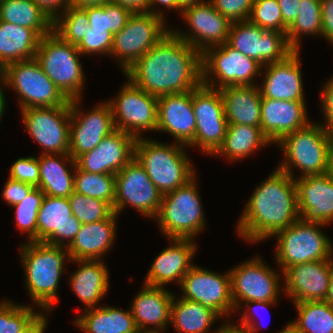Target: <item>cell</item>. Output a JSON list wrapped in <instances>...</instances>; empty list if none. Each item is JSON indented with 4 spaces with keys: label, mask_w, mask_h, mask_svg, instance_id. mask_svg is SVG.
<instances>
[{
    "label": "cell",
    "mask_w": 333,
    "mask_h": 333,
    "mask_svg": "<svg viewBox=\"0 0 333 333\" xmlns=\"http://www.w3.org/2000/svg\"><path fill=\"white\" fill-rule=\"evenodd\" d=\"M124 75L156 97L185 93L202 84L201 53L170 31Z\"/></svg>",
    "instance_id": "cell-1"
},
{
    "label": "cell",
    "mask_w": 333,
    "mask_h": 333,
    "mask_svg": "<svg viewBox=\"0 0 333 333\" xmlns=\"http://www.w3.org/2000/svg\"><path fill=\"white\" fill-rule=\"evenodd\" d=\"M299 219L294 177L276 168L253 191L236 228L245 241L259 243Z\"/></svg>",
    "instance_id": "cell-2"
},
{
    "label": "cell",
    "mask_w": 333,
    "mask_h": 333,
    "mask_svg": "<svg viewBox=\"0 0 333 333\" xmlns=\"http://www.w3.org/2000/svg\"><path fill=\"white\" fill-rule=\"evenodd\" d=\"M22 247V248H21ZM22 265L25 272V285L41 311L49 313L58 302L57 289L63 274L65 261L70 255L66 247L31 241L20 246Z\"/></svg>",
    "instance_id": "cell-3"
},
{
    "label": "cell",
    "mask_w": 333,
    "mask_h": 333,
    "mask_svg": "<svg viewBox=\"0 0 333 333\" xmlns=\"http://www.w3.org/2000/svg\"><path fill=\"white\" fill-rule=\"evenodd\" d=\"M186 147L177 142L166 144L137 138L135 158L162 195L185 185L195 176L196 171L185 153Z\"/></svg>",
    "instance_id": "cell-4"
},
{
    "label": "cell",
    "mask_w": 333,
    "mask_h": 333,
    "mask_svg": "<svg viewBox=\"0 0 333 333\" xmlns=\"http://www.w3.org/2000/svg\"><path fill=\"white\" fill-rule=\"evenodd\" d=\"M77 46L63 40L53 30L41 37L35 59L46 76L69 99H81L85 75Z\"/></svg>",
    "instance_id": "cell-5"
},
{
    "label": "cell",
    "mask_w": 333,
    "mask_h": 333,
    "mask_svg": "<svg viewBox=\"0 0 333 333\" xmlns=\"http://www.w3.org/2000/svg\"><path fill=\"white\" fill-rule=\"evenodd\" d=\"M197 176L185 185L162 195L156 216L159 230L168 239H195L205 226L202 202L197 188Z\"/></svg>",
    "instance_id": "cell-6"
},
{
    "label": "cell",
    "mask_w": 333,
    "mask_h": 333,
    "mask_svg": "<svg viewBox=\"0 0 333 333\" xmlns=\"http://www.w3.org/2000/svg\"><path fill=\"white\" fill-rule=\"evenodd\" d=\"M331 142L332 138L321 124L310 122L276 143L285 156V160L277 168L294 178L292 166L302 171L300 177L324 174L327 171Z\"/></svg>",
    "instance_id": "cell-7"
},
{
    "label": "cell",
    "mask_w": 333,
    "mask_h": 333,
    "mask_svg": "<svg viewBox=\"0 0 333 333\" xmlns=\"http://www.w3.org/2000/svg\"><path fill=\"white\" fill-rule=\"evenodd\" d=\"M0 83L18 93L20 109L70 105L35 58L7 65L1 72Z\"/></svg>",
    "instance_id": "cell-8"
},
{
    "label": "cell",
    "mask_w": 333,
    "mask_h": 333,
    "mask_svg": "<svg viewBox=\"0 0 333 333\" xmlns=\"http://www.w3.org/2000/svg\"><path fill=\"white\" fill-rule=\"evenodd\" d=\"M322 226L299 219L273 236L277 237L275 259L282 273L295 264L332 259L333 245L319 229Z\"/></svg>",
    "instance_id": "cell-9"
},
{
    "label": "cell",
    "mask_w": 333,
    "mask_h": 333,
    "mask_svg": "<svg viewBox=\"0 0 333 333\" xmlns=\"http://www.w3.org/2000/svg\"><path fill=\"white\" fill-rule=\"evenodd\" d=\"M201 65L202 84L218 90L227 86L256 85L255 76L264 71L260 63L227 42L206 49L201 54Z\"/></svg>",
    "instance_id": "cell-10"
},
{
    "label": "cell",
    "mask_w": 333,
    "mask_h": 333,
    "mask_svg": "<svg viewBox=\"0 0 333 333\" xmlns=\"http://www.w3.org/2000/svg\"><path fill=\"white\" fill-rule=\"evenodd\" d=\"M165 20L150 12L132 13L126 25L113 35L111 55L120 62L123 72L171 31Z\"/></svg>",
    "instance_id": "cell-11"
},
{
    "label": "cell",
    "mask_w": 333,
    "mask_h": 333,
    "mask_svg": "<svg viewBox=\"0 0 333 333\" xmlns=\"http://www.w3.org/2000/svg\"><path fill=\"white\" fill-rule=\"evenodd\" d=\"M118 97L108 100L116 130L142 137L144 131H155L158 124V97L134 85L129 79Z\"/></svg>",
    "instance_id": "cell-12"
},
{
    "label": "cell",
    "mask_w": 333,
    "mask_h": 333,
    "mask_svg": "<svg viewBox=\"0 0 333 333\" xmlns=\"http://www.w3.org/2000/svg\"><path fill=\"white\" fill-rule=\"evenodd\" d=\"M192 106L196 132L188 147L197 146L205 154L212 155L222 145L228 127L221 93L201 84L192 90Z\"/></svg>",
    "instance_id": "cell-13"
},
{
    "label": "cell",
    "mask_w": 333,
    "mask_h": 333,
    "mask_svg": "<svg viewBox=\"0 0 333 333\" xmlns=\"http://www.w3.org/2000/svg\"><path fill=\"white\" fill-rule=\"evenodd\" d=\"M227 43L262 66L283 61L294 52L285 33L264 30L249 20L231 23Z\"/></svg>",
    "instance_id": "cell-14"
},
{
    "label": "cell",
    "mask_w": 333,
    "mask_h": 333,
    "mask_svg": "<svg viewBox=\"0 0 333 333\" xmlns=\"http://www.w3.org/2000/svg\"><path fill=\"white\" fill-rule=\"evenodd\" d=\"M161 199L162 194L135 157L115 174L114 212L117 215L128 204L143 216L155 219Z\"/></svg>",
    "instance_id": "cell-15"
},
{
    "label": "cell",
    "mask_w": 333,
    "mask_h": 333,
    "mask_svg": "<svg viewBox=\"0 0 333 333\" xmlns=\"http://www.w3.org/2000/svg\"><path fill=\"white\" fill-rule=\"evenodd\" d=\"M29 135L42 147V154L69 153L70 105L21 109Z\"/></svg>",
    "instance_id": "cell-16"
},
{
    "label": "cell",
    "mask_w": 333,
    "mask_h": 333,
    "mask_svg": "<svg viewBox=\"0 0 333 333\" xmlns=\"http://www.w3.org/2000/svg\"><path fill=\"white\" fill-rule=\"evenodd\" d=\"M261 258H250L229 271L235 312L240 309L241 302L278 300L282 289L280 274L265 265Z\"/></svg>",
    "instance_id": "cell-17"
},
{
    "label": "cell",
    "mask_w": 333,
    "mask_h": 333,
    "mask_svg": "<svg viewBox=\"0 0 333 333\" xmlns=\"http://www.w3.org/2000/svg\"><path fill=\"white\" fill-rule=\"evenodd\" d=\"M180 286L184 292L181 298L200 302L219 318L235 311L231 296L230 272L222 275L194 264L183 277Z\"/></svg>",
    "instance_id": "cell-18"
},
{
    "label": "cell",
    "mask_w": 333,
    "mask_h": 333,
    "mask_svg": "<svg viewBox=\"0 0 333 333\" xmlns=\"http://www.w3.org/2000/svg\"><path fill=\"white\" fill-rule=\"evenodd\" d=\"M181 16L190 26V33L171 31L201 54L210 47L227 42L231 22L209 0L183 8Z\"/></svg>",
    "instance_id": "cell-19"
},
{
    "label": "cell",
    "mask_w": 333,
    "mask_h": 333,
    "mask_svg": "<svg viewBox=\"0 0 333 333\" xmlns=\"http://www.w3.org/2000/svg\"><path fill=\"white\" fill-rule=\"evenodd\" d=\"M81 99L70 100L71 125L69 154L74 160L97 147L103 138L115 131L113 114L107 101L87 113L79 108ZM83 113V114H82Z\"/></svg>",
    "instance_id": "cell-20"
},
{
    "label": "cell",
    "mask_w": 333,
    "mask_h": 333,
    "mask_svg": "<svg viewBox=\"0 0 333 333\" xmlns=\"http://www.w3.org/2000/svg\"><path fill=\"white\" fill-rule=\"evenodd\" d=\"M81 225L72 214L68 198L45 195L37 216V242L67 248Z\"/></svg>",
    "instance_id": "cell-21"
},
{
    "label": "cell",
    "mask_w": 333,
    "mask_h": 333,
    "mask_svg": "<svg viewBox=\"0 0 333 333\" xmlns=\"http://www.w3.org/2000/svg\"><path fill=\"white\" fill-rule=\"evenodd\" d=\"M333 261L318 260L295 264L283 273L284 293L293 303L326 300L331 279Z\"/></svg>",
    "instance_id": "cell-22"
},
{
    "label": "cell",
    "mask_w": 333,
    "mask_h": 333,
    "mask_svg": "<svg viewBox=\"0 0 333 333\" xmlns=\"http://www.w3.org/2000/svg\"><path fill=\"white\" fill-rule=\"evenodd\" d=\"M137 138L120 130L113 131L100 144L76 159V165L91 173H118L135 157Z\"/></svg>",
    "instance_id": "cell-23"
},
{
    "label": "cell",
    "mask_w": 333,
    "mask_h": 333,
    "mask_svg": "<svg viewBox=\"0 0 333 333\" xmlns=\"http://www.w3.org/2000/svg\"><path fill=\"white\" fill-rule=\"evenodd\" d=\"M300 220L327 225L333 222V178L327 173L294 178Z\"/></svg>",
    "instance_id": "cell-24"
},
{
    "label": "cell",
    "mask_w": 333,
    "mask_h": 333,
    "mask_svg": "<svg viewBox=\"0 0 333 333\" xmlns=\"http://www.w3.org/2000/svg\"><path fill=\"white\" fill-rule=\"evenodd\" d=\"M299 54L294 51L283 61L263 66L265 76L259 87L262 98L305 102Z\"/></svg>",
    "instance_id": "cell-25"
},
{
    "label": "cell",
    "mask_w": 333,
    "mask_h": 333,
    "mask_svg": "<svg viewBox=\"0 0 333 333\" xmlns=\"http://www.w3.org/2000/svg\"><path fill=\"white\" fill-rule=\"evenodd\" d=\"M156 131L170 133L177 143L186 146L194 140L196 119L192 106V90L158 97Z\"/></svg>",
    "instance_id": "cell-26"
},
{
    "label": "cell",
    "mask_w": 333,
    "mask_h": 333,
    "mask_svg": "<svg viewBox=\"0 0 333 333\" xmlns=\"http://www.w3.org/2000/svg\"><path fill=\"white\" fill-rule=\"evenodd\" d=\"M170 247L156 256L147 273L144 284L156 287L177 281L181 284L183 277L194 266L192 259L197 251L193 239H169Z\"/></svg>",
    "instance_id": "cell-27"
},
{
    "label": "cell",
    "mask_w": 333,
    "mask_h": 333,
    "mask_svg": "<svg viewBox=\"0 0 333 333\" xmlns=\"http://www.w3.org/2000/svg\"><path fill=\"white\" fill-rule=\"evenodd\" d=\"M305 102L284 101L262 98L261 130L273 144L285 135L307 126L308 119Z\"/></svg>",
    "instance_id": "cell-28"
},
{
    "label": "cell",
    "mask_w": 333,
    "mask_h": 333,
    "mask_svg": "<svg viewBox=\"0 0 333 333\" xmlns=\"http://www.w3.org/2000/svg\"><path fill=\"white\" fill-rule=\"evenodd\" d=\"M142 290L135 295L131 312L139 332L161 333L171 321L173 292L164 287L144 284ZM153 325V329L147 328Z\"/></svg>",
    "instance_id": "cell-29"
},
{
    "label": "cell",
    "mask_w": 333,
    "mask_h": 333,
    "mask_svg": "<svg viewBox=\"0 0 333 333\" xmlns=\"http://www.w3.org/2000/svg\"><path fill=\"white\" fill-rule=\"evenodd\" d=\"M117 218L113 212L107 219L82 224L67 247L70 260H102L116 239Z\"/></svg>",
    "instance_id": "cell-30"
},
{
    "label": "cell",
    "mask_w": 333,
    "mask_h": 333,
    "mask_svg": "<svg viewBox=\"0 0 333 333\" xmlns=\"http://www.w3.org/2000/svg\"><path fill=\"white\" fill-rule=\"evenodd\" d=\"M259 86H227L219 90L228 124L261 127L262 96Z\"/></svg>",
    "instance_id": "cell-31"
},
{
    "label": "cell",
    "mask_w": 333,
    "mask_h": 333,
    "mask_svg": "<svg viewBox=\"0 0 333 333\" xmlns=\"http://www.w3.org/2000/svg\"><path fill=\"white\" fill-rule=\"evenodd\" d=\"M71 261L80 264L69 277L74 293L84 304V309L97 307L110 288L108 267L102 260Z\"/></svg>",
    "instance_id": "cell-32"
},
{
    "label": "cell",
    "mask_w": 333,
    "mask_h": 333,
    "mask_svg": "<svg viewBox=\"0 0 333 333\" xmlns=\"http://www.w3.org/2000/svg\"><path fill=\"white\" fill-rule=\"evenodd\" d=\"M66 161L72 168H76V160L69 153L41 154L38 157L40 170L38 188L45 195L68 198L74 192L75 171L69 172L65 165Z\"/></svg>",
    "instance_id": "cell-33"
},
{
    "label": "cell",
    "mask_w": 333,
    "mask_h": 333,
    "mask_svg": "<svg viewBox=\"0 0 333 333\" xmlns=\"http://www.w3.org/2000/svg\"><path fill=\"white\" fill-rule=\"evenodd\" d=\"M41 36L27 27L0 20V69L35 58Z\"/></svg>",
    "instance_id": "cell-34"
},
{
    "label": "cell",
    "mask_w": 333,
    "mask_h": 333,
    "mask_svg": "<svg viewBox=\"0 0 333 333\" xmlns=\"http://www.w3.org/2000/svg\"><path fill=\"white\" fill-rule=\"evenodd\" d=\"M74 323L84 333H139L131 309L112 306L84 309Z\"/></svg>",
    "instance_id": "cell-35"
},
{
    "label": "cell",
    "mask_w": 333,
    "mask_h": 333,
    "mask_svg": "<svg viewBox=\"0 0 333 333\" xmlns=\"http://www.w3.org/2000/svg\"><path fill=\"white\" fill-rule=\"evenodd\" d=\"M271 144L262 133L261 127L242 124H228L222 145L213 154L225 156L230 161H239L251 155L255 150Z\"/></svg>",
    "instance_id": "cell-36"
},
{
    "label": "cell",
    "mask_w": 333,
    "mask_h": 333,
    "mask_svg": "<svg viewBox=\"0 0 333 333\" xmlns=\"http://www.w3.org/2000/svg\"><path fill=\"white\" fill-rule=\"evenodd\" d=\"M219 317L200 302L173 298L170 324L178 333H208ZM212 333V332H211Z\"/></svg>",
    "instance_id": "cell-37"
},
{
    "label": "cell",
    "mask_w": 333,
    "mask_h": 333,
    "mask_svg": "<svg viewBox=\"0 0 333 333\" xmlns=\"http://www.w3.org/2000/svg\"><path fill=\"white\" fill-rule=\"evenodd\" d=\"M0 20L34 29L41 37L53 30V21L32 0L0 2Z\"/></svg>",
    "instance_id": "cell-38"
},
{
    "label": "cell",
    "mask_w": 333,
    "mask_h": 333,
    "mask_svg": "<svg viewBox=\"0 0 333 333\" xmlns=\"http://www.w3.org/2000/svg\"><path fill=\"white\" fill-rule=\"evenodd\" d=\"M297 319L289 322L299 333H333V306L325 300L293 303Z\"/></svg>",
    "instance_id": "cell-39"
},
{
    "label": "cell",
    "mask_w": 333,
    "mask_h": 333,
    "mask_svg": "<svg viewBox=\"0 0 333 333\" xmlns=\"http://www.w3.org/2000/svg\"><path fill=\"white\" fill-rule=\"evenodd\" d=\"M299 4L298 15L286 33L289 46L294 51L300 50V35L322 36L320 0H300Z\"/></svg>",
    "instance_id": "cell-40"
},
{
    "label": "cell",
    "mask_w": 333,
    "mask_h": 333,
    "mask_svg": "<svg viewBox=\"0 0 333 333\" xmlns=\"http://www.w3.org/2000/svg\"><path fill=\"white\" fill-rule=\"evenodd\" d=\"M74 174V192L108 203L114 211L115 174L91 173L81 170L77 165Z\"/></svg>",
    "instance_id": "cell-41"
},
{
    "label": "cell",
    "mask_w": 333,
    "mask_h": 333,
    "mask_svg": "<svg viewBox=\"0 0 333 333\" xmlns=\"http://www.w3.org/2000/svg\"><path fill=\"white\" fill-rule=\"evenodd\" d=\"M60 15L53 21V31L69 44L78 46L91 27L85 10L69 5Z\"/></svg>",
    "instance_id": "cell-42"
},
{
    "label": "cell",
    "mask_w": 333,
    "mask_h": 333,
    "mask_svg": "<svg viewBox=\"0 0 333 333\" xmlns=\"http://www.w3.org/2000/svg\"><path fill=\"white\" fill-rule=\"evenodd\" d=\"M88 16L90 28L106 29L112 35L118 33L125 25L132 12L111 2L102 6L83 8Z\"/></svg>",
    "instance_id": "cell-43"
},
{
    "label": "cell",
    "mask_w": 333,
    "mask_h": 333,
    "mask_svg": "<svg viewBox=\"0 0 333 333\" xmlns=\"http://www.w3.org/2000/svg\"><path fill=\"white\" fill-rule=\"evenodd\" d=\"M45 194L38 187H34L26 198L12 206L15 208V222L29 242H37V216Z\"/></svg>",
    "instance_id": "cell-44"
},
{
    "label": "cell",
    "mask_w": 333,
    "mask_h": 333,
    "mask_svg": "<svg viewBox=\"0 0 333 333\" xmlns=\"http://www.w3.org/2000/svg\"><path fill=\"white\" fill-rule=\"evenodd\" d=\"M68 201L75 216L81 224L98 222L107 219L114 211L113 208L103 200L88 197L73 192Z\"/></svg>",
    "instance_id": "cell-45"
},
{
    "label": "cell",
    "mask_w": 333,
    "mask_h": 333,
    "mask_svg": "<svg viewBox=\"0 0 333 333\" xmlns=\"http://www.w3.org/2000/svg\"><path fill=\"white\" fill-rule=\"evenodd\" d=\"M248 20L264 30L287 33L277 0H254Z\"/></svg>",
    "instance_id": "cell-46"
},
{
    "label": "cell",
    "mask_w": 333,
    "mask_h": 333,
    "mask_svg": "<svg viewBox=\"0 0 333 333\" xmlns=\"http://www.w3.org/2000/svg\"><path fill=\"white\" fill-rule=\"evenodd\" d=\"M34 308L14 304L12 301H2L0 303V333H20L37 314Z\"/></svg>",
    "instance_id": "cell-47"
},
{
    "label": "cell",
    "mask_w": 333,
    "mask_h": 333,
    "mask_svg": "<svg viewBox=\"0 0 333 333\" xmlns=\"http://www.w3.org/2000/svg\"><path fill=\"white\" fill-rule=\"evenodd\" d=\"M113 45V35L106 29L89 28L83 37L77 49L82 56L91 54L109 55L111 56V48Z\"/></svg>",
    "instance_id": "cell-48"
},
{
    "label": "cell",
    "mask_w": 333,
    "mask_h": 333,
    "mask_svg": "<svg viewBox=\"0 0 333 333\" xmlns=\"http://www.w3.org/2000/svg\"><path fill=\"white\" fill-rule=\"evenodd\" d=\"M9 178L38 187L40 181L38 157L17 159L10 167Z\"/></svg>",
    "instance_id": "cell-49"
},
{
    "label": "cell",
    "mask_w": 333,
    "mask_h": 333,
    "mask_svg": "<svg viewBox=\"0 0 333 333\" xmlns=\"http://www.w3.org/2000/svg\"><path fill=\"white\" fill-rule=\"evenodd\" d=\"M231 23L249 19L254 0H209Z\"/></svg>",
    "instance_id": "cell-50"
},
{
    "label": "cell",
    "mask_w": 333,
    "mask_h": 333,
    "mask_svg": "<svg viewBox=\"0 0 333 333\" xmlns=\"http://www.w3.org/2000/svg\"><path fill=\"white\" fill-rule=\"evenodd\" d=\"M321 91L322 114L325 117L322 127L333 139V77L323 85ZM326 122V123H325Z\"/></svg>",
    "instance_id": "cell-51"
},
{
    "label": "cell",
    "mask_w": 333,
    "mask_h": 333,
    "mask_svg": "<svg viewBox=\"0 0 333 333\" xmlns=\"http://www.w3.org/2000/svg\"><path fill=\"white\" fill-rule=\"evenodd\" d=\"M33 188L34 186L30 184L8 177V180L4 185L2 197L8 205L14 206L23 201Z\"/></svg>",
    "instance_id": "cell-52"
},
{
    "label": "cell",
    "mask_w": 333,
    "mask_h": 333,
    "mask_svg": "<svg viewBox=\"0 0 333 333\" xmlns=\"http://www.w3.org/2000/svg\"><path fill=\"white\" fill-rule=\"evenodd\" d=\"M276 302L277 301H248V302H244L245 303L244 306L245 307L247 306L248 309L246 308L245 312L242 314V316H241L242 320H241V323H239L240 325L238 323H237V325L240 326V327L248 329L250 333H256V331H258L260 329L259 327H262V326H261L260 323L258 324V326H257L256 322L253 323V321H255L254 318H253V317H255L254 316L255 313H254V311H250V308H251V310H253L254 307H255L254 309H256V308L266 309V308H268V306H273ZM251 305H253L252 306L253 308L251 307ZM251 314H253V317H252Z\"/></svg>",
    "instance_id": "cell-53"
},
{
    "label": "cell",
    "mask_w": 333,
    "mask_h": 333,
    "mask_svg": "<svg viewBox=\"0 0 333 333\" xmlns=\"http://www.w3.org/2000/svg\"><path fill=\"white\" fill-rule=\"evenodd\" d=\"M322 36L333 45V0H320Z\"/></svg>",
    "instance_id": "cell-54"
},
{
    "label": "cell",
    "mask_w": 333,
    "mask_h": 333,
    "mask_svg": "<svg viewBox=\"0 0 333 333\" xmlns=\"http://www.w3.org/2000/svg\"><path fill=\"white\" fill-rule=\"evenodd\" d=\"M32 1L52 21H54L58 16H60L61 12H63L70 5V0H32Z\"/></svg>",
    "instance_id": "cell-55"
},
{
    "label": "cell",
    "mask_w": 333,
    "mask_h": 333,
    "mask_svg": "<svg viewBox=\"0 0 333 333\" xmlns=\"http://www.w3.org/2000/svg\"><path fill=\"white\" fill-rule=\"evenodd\" d=\"M281 8L283 24L288 29L295 21L300 7V0H277Z\"/></svg>",
    "instance_id": "cell-56"
},
{
    "label": "cell",
    "mask_w": 333,
    "mask_h": 333,
    "mask_svg": "<svg viewBox=\"0 0 333 333\" xmlns=\"http://www.w3.org/2000/svg\"><path fill=\"white\" fill-rule=\"evenodd\" d=\"M47 315L38 312L21 330L20 333H44L47 328Z\"/></svg>",
    "instance_id": "cell-57"
},
{
    "label": "cell",
    "mask_w": 333,
    "mask_h": 333,
    "mask_svg": "<svg viewBox=\"0 0 333 333\" xmlns=\"http://www.w3.org/2000/svg\"><path fill=\"white\" fill-rule=\"evenodd\" d=\"M149 0H110L111 3L129 9L132 13L148 12Z\"/></svg>",
    "instance_id": "cell-58"
},
{
    "label": "cell",
    "mask_w": 333,
    "mask_h": 333,
    "mask_svg": "<svg viewBox=\"0 0 333 333\" xmlns=\"http://www.w3.org/2000/svg\"><path fill=\"white\" fill-rule=\"evenodd\" d=\"M156 3H158V4H156ZM159 4L166 6V8H168V9H172V10L176 9V10L180 11V13H181L182 9L177 5L176 0H149L148 1V12L158 15L159 17L165 19V17H164L165 15L163 14L164 11L157 10L158 6H156V5H159ZM154 6L157 8H155Z\"/></svg>",
    "instance_id": "cell-59"
},
{
    "label": "cell",
    "mask_w": 333,
    "mask_h": 333,
    "mask_svg": "<svg viewBox=\"0 0 333 333\" xmlns=\"http://www.w3.org/2000/svg\"><path fill=\"white\" fill-rule=\"evenodd\" d=\"M229 322V323H228ZM223 323V326L218 327L214 333H250L248 329L238 326L236 323L231 322L230 320ZM234 323V324H232Z\"/></svg>",
    "instance_id": "cell-60"
},
{
    "label": "cell",
    "mask_w": 333,
    "mask_h": 333,
    "mask_svg": "<svg viewBox=\"0 0 333 333\" xmlns=\"http://www.w3.org/2000/svg\"><path fill=\"white\" fill-rule=\"evenodd\" d=\"M109 2L110 0H70V5L77 8H86V7L102 6Z\"/></svg>",
    "instance_id": "cell-61"
},
{
    "label": "cell",
    "mask_w": 333,
    "mask_h": 333,
    "mask_svg": "<svg viewBox=\"0 0 333 333\" xmlns=\"http://www.w3.org/2000/svg\"><path fill=\"white\" fill-rule=\"evenodd\" d=\"M326 173L333 178V139L328 150V161Z\"/></svg>",
    "instance_id": "cell-62"
},
{
    "label": "cell",
    "mask_w": 333,
    "mask_h": 333,
    "mask_svg": "<svg viewBox=\"0 0 333 333\" xmlns=\"http://www.w3.org/2000/svg\"><path fill=\"white\" fill-rule=\"evenodd\" d=\"M328 303H330L333 306V265L331 270V279L329 283V291L326 297V300Z\"/></svg>",
    "instance_id": "cell-63"
},
{
    "label": "cell",
    "mask_w": 333,
    "mask_h": 333,
    "mask_svg": "<svg viewBox=\"0 0 333 333\" xmlns=\"http://www.w3.org/2000/svg\"><path fill=\"white\" fill-rule=\"evenodd\" d=\"M200 1L202 0H176L177 2V5L183 9V8H186L188 6H192L196 3H199Z\"/></svg>",
    "instance_id": "cell-64"
},
{
    "label": "cell",
    "mask_w": 333,
    "mask_h": 333,
    "mask_svg": "<svg viewBox=\"0 0 333 333\" xmlns=\"http://www.w3.org/2000/svg\"><path fill=\"white\" fill-rule=\"evenodd\" d=\"M3 89H2V87H1V85H0V120H1V118H2V114H4V112H5V103H6V99H5V96H4V92L2 91Z\"/></svg>",
    "instance_id": "cell-65"
},
{
    "label": "cell",
    "mask_w": 333,
    "mask_h": 333,
    "mask_svg": "<svg viewBox=\"0 0 333 333\" xmlns=\"http://www.w3.org/2000/svg\"><path fill=\"white\" fill-rule=\"evenodd\" d=\"M278 333H299L290 323H288L283 330Z\"/></svg>",
    "instance_id": "cell-66"
}]
</instances>
